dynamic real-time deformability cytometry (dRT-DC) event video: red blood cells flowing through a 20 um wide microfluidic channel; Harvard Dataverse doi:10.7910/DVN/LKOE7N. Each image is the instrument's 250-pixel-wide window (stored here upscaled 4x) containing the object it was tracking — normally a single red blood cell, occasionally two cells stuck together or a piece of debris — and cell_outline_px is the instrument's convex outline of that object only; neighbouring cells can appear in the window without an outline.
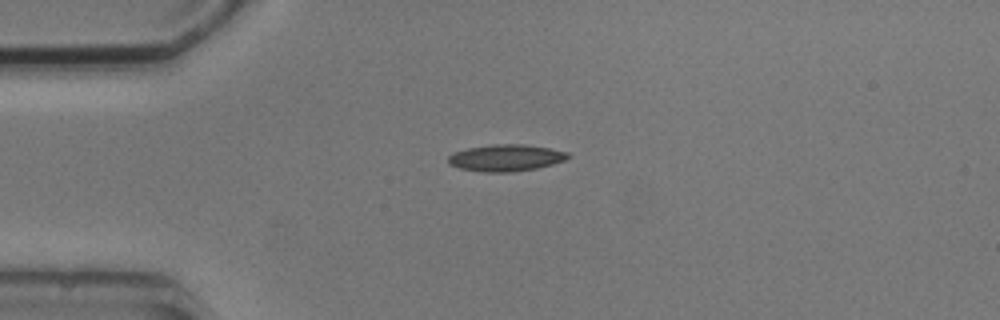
{"species": "common noctule bat (a hibernating species)", "species_latin": "Nyctalus noctula", "temperature_condition": "cold", "stored_images_in_passage": 1, "camera_frame_rate_fps": 3000, "um_per_image_px": 0.085, "animal": {"sex": "male", "body_mass_g": 20.5, "forearm_length_mm": 52.5}, "frame": {"image": 1, "passage_image": 1, "time_ms": 0.0, "image_size_px": [1000, 320], "cell_outline_px": [[572, 156], [564, 160], [552, 164], [536, 168], [512, 172], [480, 172], [460, 168], [448, 164], [448, 156], [452, 152], [468, 148], [492, 144], [524, 144], [548, 148], [568, 152]], "centroid_in_image_um": [42.97, 13.41], "position_along_channel_um": 42.0, "area_um2": 18.73}}